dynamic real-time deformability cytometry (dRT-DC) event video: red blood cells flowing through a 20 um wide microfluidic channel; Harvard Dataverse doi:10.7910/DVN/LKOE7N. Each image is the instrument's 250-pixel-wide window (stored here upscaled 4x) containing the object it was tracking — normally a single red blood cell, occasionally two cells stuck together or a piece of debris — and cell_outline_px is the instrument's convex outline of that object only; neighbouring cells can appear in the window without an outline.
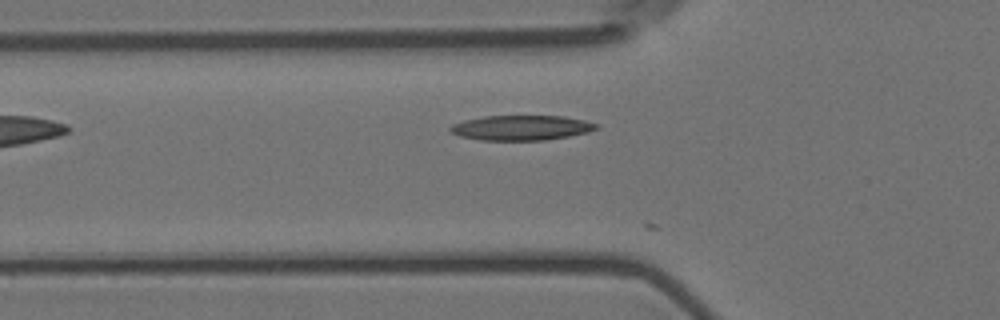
{"species": "Egyptian fruit bat (a non-hibernating species)", "species_latin": "Rousettus aegyptiacus", "temperature_condition": "room temperature", "stored_images_in_passage": 4, "camera_frame_rate_fps": 3000, "um_per_image_px": 0.085, "animal": {"sex": "female"}, "frame": {"image": 1, "passage_image": 3, "time_ms": 0.667, "image_size_px": [1000, 320], "cell_outline_px": [[600, 128], [588, 132], [568, 136], [544, 140], [480, 140], [460, 136], [452, 132], [448, 128], [452, 124], [464, 120], [484, 116], [564, 116], [584, 120], [600, 124]], "centroid_in_image_um": [44.34, 10.85], "position_along_channel_um": 81.5, "area_um2": 21.27}}